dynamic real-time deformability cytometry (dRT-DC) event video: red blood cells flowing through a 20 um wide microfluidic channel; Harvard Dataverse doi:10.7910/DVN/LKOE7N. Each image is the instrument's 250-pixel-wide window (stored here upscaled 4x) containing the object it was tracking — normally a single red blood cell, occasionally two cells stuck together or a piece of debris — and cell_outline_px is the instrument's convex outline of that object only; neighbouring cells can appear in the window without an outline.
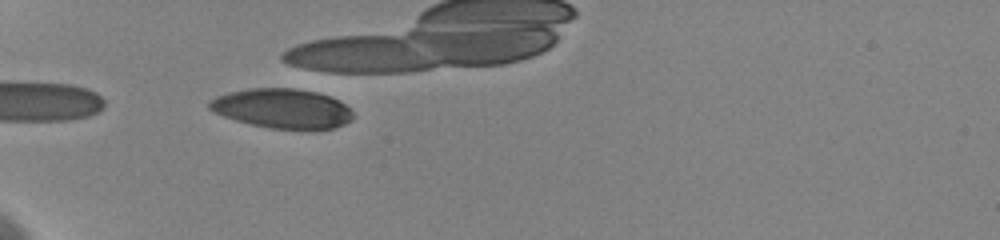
{"species": "human", "species_latin": "Homo sapiens", "temperature_condition": "cold", "stored_images_in_passage": 9, "camera_frame_rate_fps": 3000, "um_per_image_px": 0.085, "donor": {"sex": "female"}, "frame": {"image": 1, "passage_image": 3, "time_ms": 0.333, "image_size_px": [1000, 240], "cell_outline_px": [[352, 120], [344, 124], [332, 128], [312, 132], [308, 132], [272, 128], [252, 124], [236, 120], [224, 116], [208, 108], [208, 100], [216, 96], [228, 92], [248, 88], [296, 88], [316, 92], [340, 100], [352, 112]], "centroid_in_image_um": [24.01, 9.24], "position_along_channel_um": 61.0, "area_um2": 33.7}}